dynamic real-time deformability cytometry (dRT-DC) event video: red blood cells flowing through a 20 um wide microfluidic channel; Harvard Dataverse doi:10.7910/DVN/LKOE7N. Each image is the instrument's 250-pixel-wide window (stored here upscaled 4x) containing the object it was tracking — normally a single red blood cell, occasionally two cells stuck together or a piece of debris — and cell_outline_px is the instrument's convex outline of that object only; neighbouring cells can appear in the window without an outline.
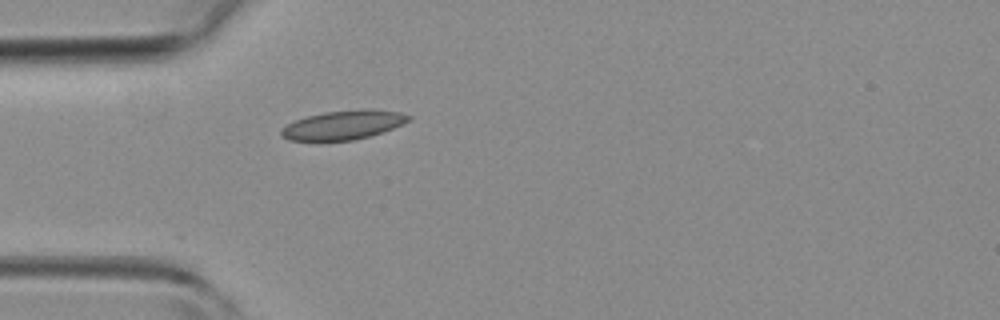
{"species": "common noctule bat (a hibernating species)", "species_latin": "Nyctalus noctula", "temperature_condition": "room temperature", "stored_images_in_passage": 3, "camera_frame_rate_fps": 3000, "um_per_image_px": 0.085, "animal": {"sex": "female", "body_mass_g": 19.3, "forearm_length_mm": 54.1}, "frame": {"image": 1, "passage_image": 3, "time_ms": 2.333, "image_size_px": [1000, 320], "cell_outline_px": [[412, 116], [408, 120], [392, 128], [368, 136], [352, 140], [320, 144], [288, 140], [280, 136], [280, 128], [296, 120], [308, 116], [324, 112], [364, 108], [400, 112]], "centroid_in_image_um": [29.06, 10.67], "position_along_channel_um": 55.9, "area_um2": 22.2}}